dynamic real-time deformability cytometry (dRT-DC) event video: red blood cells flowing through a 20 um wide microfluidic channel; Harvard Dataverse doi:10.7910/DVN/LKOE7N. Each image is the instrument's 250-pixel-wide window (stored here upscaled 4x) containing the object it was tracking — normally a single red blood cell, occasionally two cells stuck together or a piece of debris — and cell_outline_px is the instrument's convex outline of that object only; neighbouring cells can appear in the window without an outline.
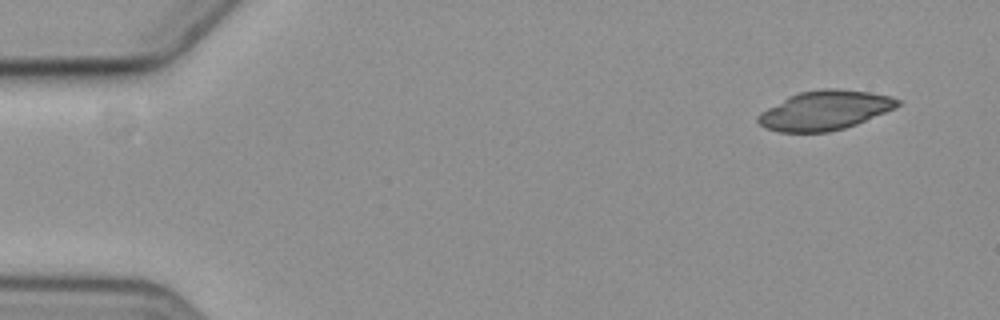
{"species": "common noctule bat (a hibernating species)", "species_latin": "Nyctalus noctula", "temperature_condition": "cold", "stored_images_in_passage": 6, "camera_frame_rate_fps": 3000, "um_per_image_px": 0.085, "animal": {"sex": "female", "body_mass_g": 19.3, "forearm_length_mm": 54.1}, "frame": {"image": 1, "passage_image": 1, "time_ms": 0.0, "image_size_px": [1000, 320], "cell_outline_px": [[900, 104], [896, 108], [856, 124], [844, 128], [828, 132], [780, 132], [764, 128], [756, 120], [756, 116], [760, 112], [788, 96], [800, 92], [824, 88], [836, 88], [872, 92], [892, 96], [900, 100]], "centroid_in_image_um": [70.11, 9.37], "position_along_channel_um": 14.9, "area_um2": 32.14}}